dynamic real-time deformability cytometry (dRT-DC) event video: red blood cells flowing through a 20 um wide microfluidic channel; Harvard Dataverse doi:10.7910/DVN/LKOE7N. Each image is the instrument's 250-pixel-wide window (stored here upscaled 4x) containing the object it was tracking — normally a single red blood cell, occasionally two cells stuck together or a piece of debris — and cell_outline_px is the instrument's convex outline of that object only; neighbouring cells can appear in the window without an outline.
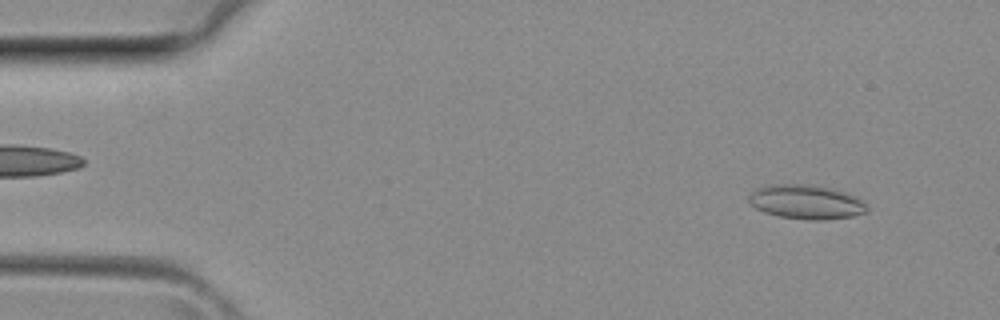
{"species": "common noctule bat (a hibernating species)", "species_latin": "Nyctalus noctula", "temperature_condition": "room temperature", "stored_images_in_passage": 37, "camera_frame_rate_fps": 3000, "um_per_image_px": 0.085, "animal": {"sex": "female", "body_mass_g": 29.2, "forearm_length_mm": 56.3}, "frame": {"image": 1, "passage_image": 3, "time_ms": 0.667, "image_size_px": [1000, 320], "cell_outline_px": [[868, 212], [852, 216], [824, 220], [812, 220], [780, 216], [764, 212], [756, 208], [748, 200], [748, 196], [752, 192], [760, 188], [772, 184], [808, 184], [832, 188], [848, 192], [864, 200], [868, 208]], "centroid_in_image_um": [68.59, 17.16], "position_along_channel_um": 16.4, "area_um2": 23.64}}
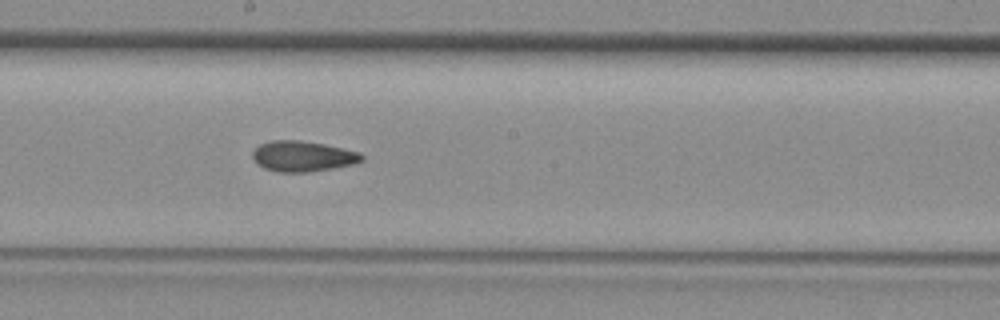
{"frame": {"image": 2, "passage_image": 20, "time_ms": 6.333, "image_size_px": [1000, 320], "cell_outline_px": [[364, 160], [356, 164], [308, 172], [276, 172], [264, 168], [256, 164], [252, 156], [252, 152], [260, 144], [272, 140], [296, 140], [324, 144], [344, 148], [360, 152], [364, 156]], "centroid_in_image_um": [25.75, 13.29], "position_along_channel_um": 222.5, "area_um2": 19.59}}
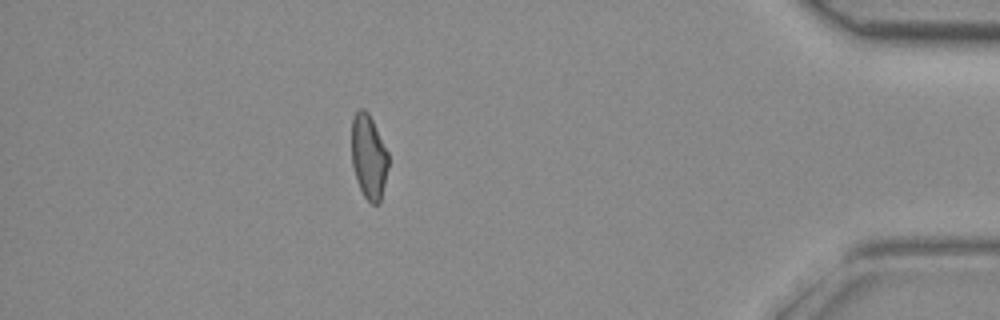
{"frame": {"image": 3, "passage_image": 33, "time_ms": 10.667, "image_size_px": [1000, 320], "cell_outline_px": [[388, 168], [380, 204], [372, 204], [364, 196], [360, 188], [352, 164], [352, 116], [360, 108], [364, 108], [368, 112], [388, 152]], "centroid_in_image_um": [31.34, 13.32], "position_along_channel_um": 403.9, "area_um2": 17.98}}